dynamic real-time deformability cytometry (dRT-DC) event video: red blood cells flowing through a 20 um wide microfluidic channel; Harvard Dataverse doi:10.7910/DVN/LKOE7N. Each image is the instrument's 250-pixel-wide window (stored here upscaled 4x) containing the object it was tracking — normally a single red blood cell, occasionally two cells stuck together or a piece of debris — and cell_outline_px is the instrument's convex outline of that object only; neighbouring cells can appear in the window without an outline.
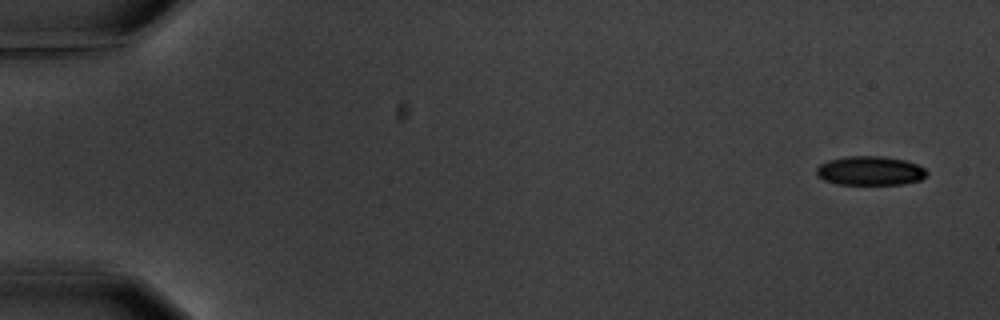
{"species": "common noctule bat (a hibernating species)", "species_latin": "Nyctalus noctula", "temperature_condition": "warm", "stored_images_in_passage": 6, "segment_of_instrument_passage": [1, 2], "camera_frame_rate_fps": 3000, "um_per_image_px": 0.085, "animal": {"sex": "male", "body_mass_g": 20.1, "forearm_length_mm": 53.5}, "frame": {"image": 1, "passage_image": 1, "time_ms": 0.0, "image_size_px": [1000, 320], "cell_outline_px": [[928, 172], [920, 180], [904, 184], [836, 184], [824, 180], [816, 176], [816, 168], [820, 164], [828, 160], [844, 156], [884, 156], [904, 160], [916, 164], [924, 168]], "centroid_in_image_um": [73.92, 14.51], "position_along_channel_um": 11.1, "area_um2": 18.79}}
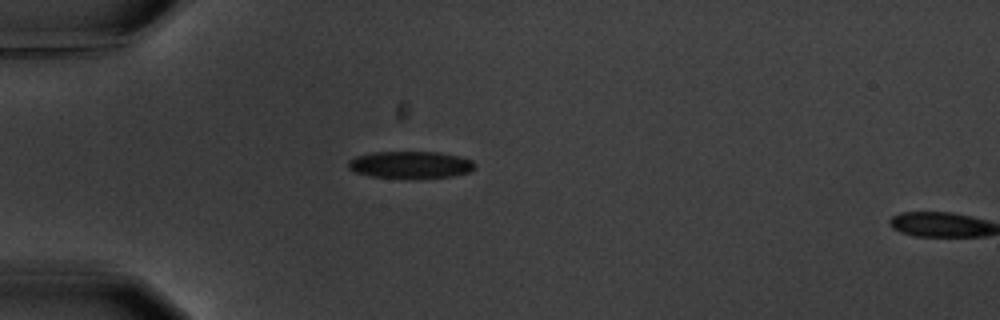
{"frame": {"image": 2, "passage_image": 5, "time_ms": 4.667, "image_size_px": [1000, 320], "cell_outline_px": [[476, 168], [472, 172], [452, 176], [368, 176], [356, 172], [348, 168], [348, 160], [356, 156], [372, 152], [440, 152], [460, 156], [472, 160], [476, 164]], "centroid_in_image_um": [34.92, 13.96], "position_along_channel_um": 50.1, "area_um2": 19.54}}